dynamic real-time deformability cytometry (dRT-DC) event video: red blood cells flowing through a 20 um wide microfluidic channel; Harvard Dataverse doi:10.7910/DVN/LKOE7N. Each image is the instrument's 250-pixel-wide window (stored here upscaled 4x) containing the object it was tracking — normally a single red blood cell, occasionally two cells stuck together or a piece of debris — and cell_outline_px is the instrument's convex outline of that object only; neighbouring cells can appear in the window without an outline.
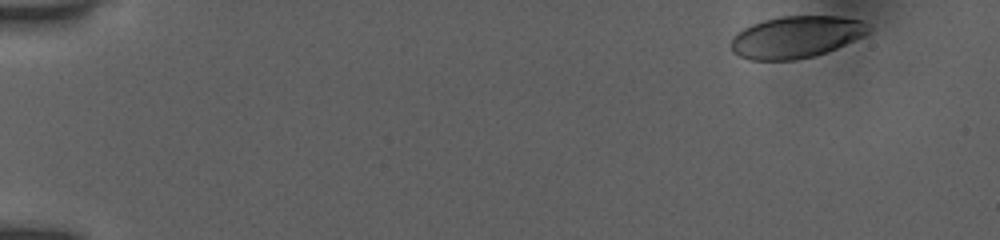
{"species": "human", "species_latin": "Homo sapiens", "temperature_condition": "room temperature", "stored_images_in_passage": 39, "camera_frame_rate_fps": 3000, "um_per_image_px": 0.085, "donor": {"sex": "female"}, "frame": {"image": 1, "passage_image": 1, "time_ms": 0.0, "image_size_px": [1000, 240], "cell_outline_px": [[872, 28], [864, 36], [836, 48], [812, 56], [796, 60], [748, 60], [732, 52], [732, 40], [744, 28], [752, 24], [764, 20], [780, 16], [836, 16], [860, 20], [868, 24]], "centroid_in_image_um": [67.69, 3.14], "position_along_channel_um": 17.3, "area_um2": 33.29}}
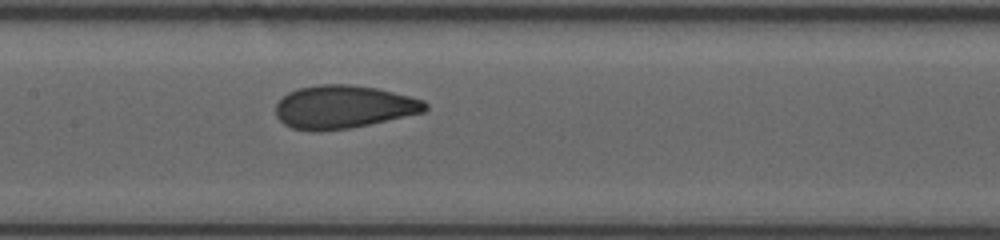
{"frame": {"image": 2, "passage_image": 20, "time_ms": 6.333, "image_size_px": [1000, 240], "cell_outline_px": [[428, 108], [424, 112], [352, 128], [292, 128], [284, 124], [276, 116], [276, 104], [288, 92], [296, 88], [320, 84], [348, 84], [376, 88], [424, 100], [428, 104]], "centroid_in_image_um": [29.22, 9.05], "position_along_channel_um": 178.2, "area_um2": 36.76}}
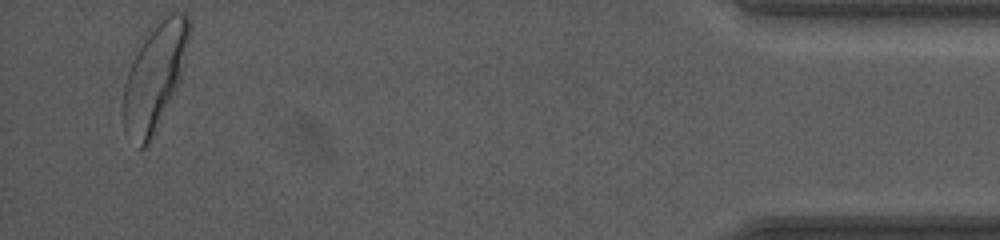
{"frame": {"image": 3, "passage_image": 39, "time_ms": 12.667, "image_size_px": [1000, 240], "cell_outline_px": [[192, 24], [180, 80], [148, 144], [144, 148], [140, 148], [124, 132], [124, 84], [128, 72], [148, 28], [164, 12], [188, 12]], "centroid_in_image_um": [13.18, 6.38], "position_along_channel_um": 422.0, "area_um2": 40.69}, "authors_computed_cell_mechanics": {"area_um2": 36.8186, "velocity_mm_per_s": 4.0222, "shape_relaxation_time_tau1_ms": 3.8639, "shape_relaxation_time_tau2_ms": null, "deformation_change_tau1": 0.1779, "deformation_change_tau2": null}}